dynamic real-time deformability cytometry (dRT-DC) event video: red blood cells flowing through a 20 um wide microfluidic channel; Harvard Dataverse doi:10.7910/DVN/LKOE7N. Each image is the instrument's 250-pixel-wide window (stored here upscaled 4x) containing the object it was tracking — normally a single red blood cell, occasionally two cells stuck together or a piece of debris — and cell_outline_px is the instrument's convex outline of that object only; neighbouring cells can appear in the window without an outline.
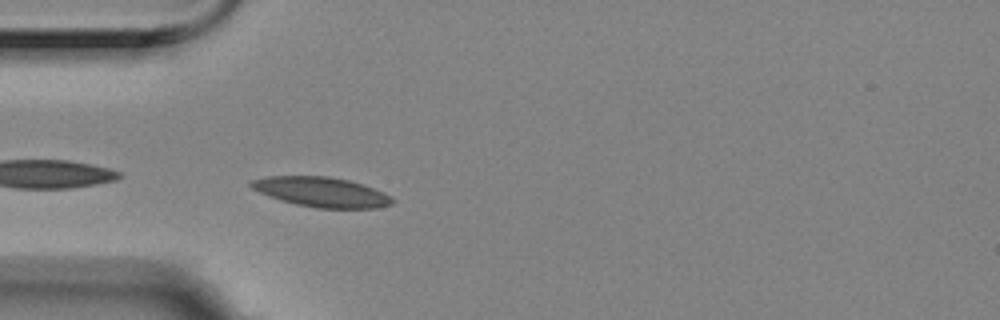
{"species": "Egyptian fruit bat (a non-hibernating species)", "species_latin": "Rousettus aegyptiacus", "temperature_condition": "room temperature", "stored_images_in_passage": 20, "camera_frame_rate_fps": 3000, "um_per_image_px": 0.085, "animal": {"sex": "female"}, "frame": {"image": 1, "passage_image": 2, "time_ms": 0.333, "image_size_px": [1000, 320], "cell_outline_px": [[396, 200], [392, 204], [376, 208], [316, 208], [296, 204], [280, 200], [268, 196], [252, 188], [248, 184], [248, 180], [268, 176], [328, 176], [348, 180], [372, 188], [392, 196]], "centroid_in_image_um": [27.29, 16.32], "position_along_channel_um": 57.7, "area_um2": 24.57}}
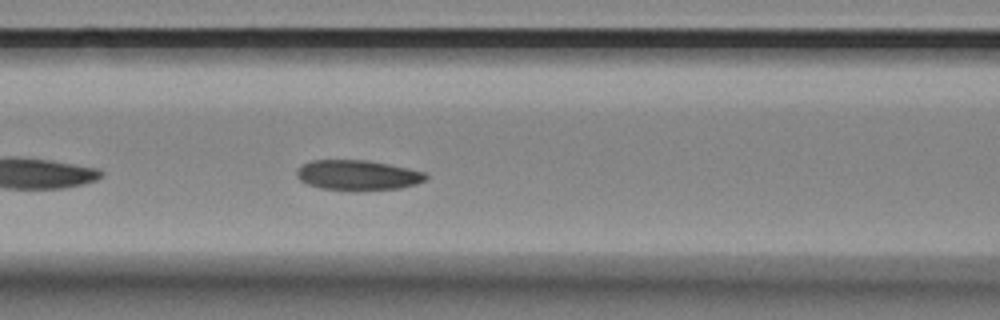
{"frame": {"image": 2, "passage_image": 9, "time_ms": 2.667, "image_size_px": [1000, 320], "cell_outline_px": [[428, 176], [424, 180], [416, 184], [400, 188], [320, 188], [308, 184], [300, 180], [296, 176], [296, 172], [304, 164], [312, 160], [368, 160], [428, 172]], "centroid_in_image_um": [30.43, 14.84], "position_along_channel_um": 136.2, "area_um2": 21.85}}
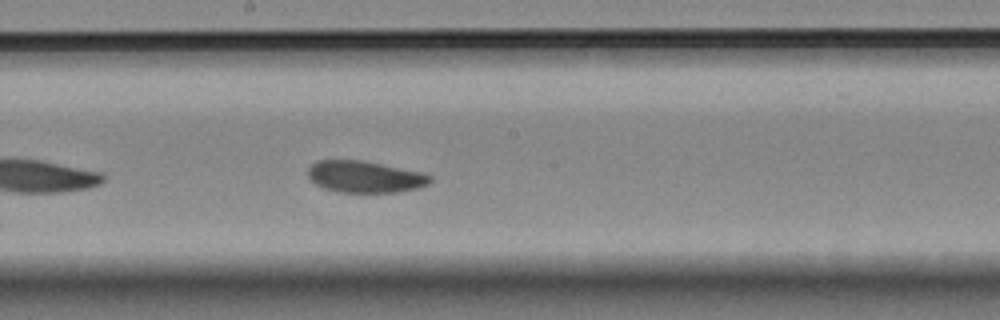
{"frame": {"image": 3, "passage_image": 16, "time_ms": 5.0, "image_size_px": [1000, 320], "cell_outline_px": [[432, 180], [428, 184], [416, 188], [396, 192], [336, 192], [324, 188], [316, 184], [308, 176], [308, 168], [316, 160], [360, 160], [420, 172], [432, 176]], "centroid_in_image_um": [30.98, 15.03], "position_along_channel_um": 217.2, "area_um2": 22.31}}